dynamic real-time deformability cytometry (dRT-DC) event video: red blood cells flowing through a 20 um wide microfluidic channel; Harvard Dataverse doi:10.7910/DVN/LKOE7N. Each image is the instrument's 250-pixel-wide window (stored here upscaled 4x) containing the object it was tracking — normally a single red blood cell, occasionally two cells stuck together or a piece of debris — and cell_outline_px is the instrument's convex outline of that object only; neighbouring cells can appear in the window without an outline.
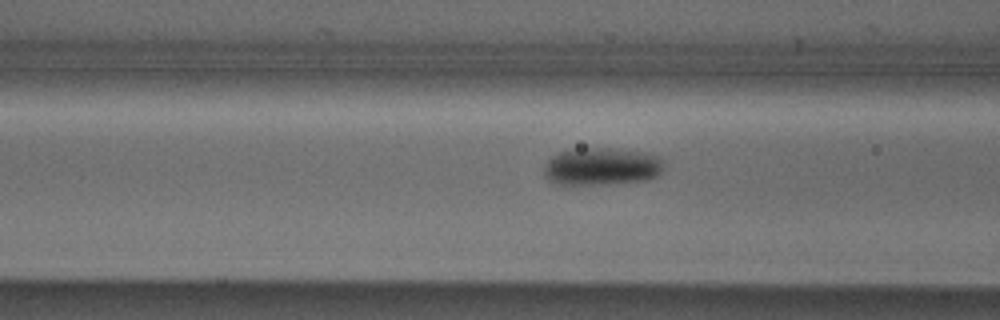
{"species": "Egyptian fruit bat (a non-hibernating species)", "species_latin": "Rousettus aegyptiacus", "temperature_condition": "cold", "stored_images_in_passage": 20, "camera_frame_rate_fps": 3000, "um_per_image_px": 0.085, "animal": {"sex": "male"}, "frame": {"image": 1, "passage_image": 17, "time_ms": 5.333, "image_size_px": [1000, 320], "cell_outline_px": [[664, 168], [656, 176], [648, 180], [600, 184], [556, 184], [548, 180], [544, 176], [544, 164], [556, 152], [572, 148], [608, 148], [640, 152], [660, 156], [664, 160]], "centroid_in_image_um": [51.11, 14.14], "position_along_channel_um": 115.5, "area_um2": 26.47}}